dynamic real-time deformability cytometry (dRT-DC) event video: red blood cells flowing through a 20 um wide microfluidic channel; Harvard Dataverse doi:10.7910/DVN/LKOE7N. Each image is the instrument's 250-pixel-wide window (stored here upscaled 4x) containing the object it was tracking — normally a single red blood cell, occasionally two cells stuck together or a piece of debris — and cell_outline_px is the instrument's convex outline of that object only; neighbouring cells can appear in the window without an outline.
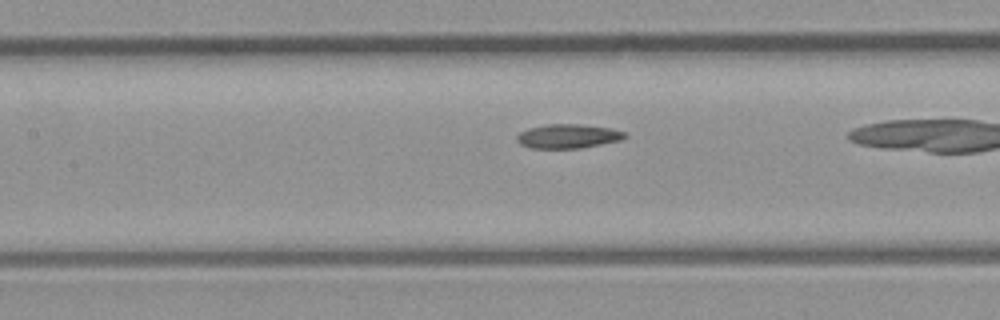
{"species": "common noctule bat (a hibernating species)", "species_latin": "Nyctalus noctula", "temperature_condition": "room temperature", "stored_images_in_passage": 35, "camera_frame_rate_fps": 3000, "um_per_image_px": 0.085, "animal": {"sex": "male", "body_mass_g": 23.1, "forearm_length_mm": 52.7}, "frame": {"image": 1, "passage_image": 20, "time_ms": 6.333, "image_size_px": [1000, 320], "cell_outline_px": [[628, 136], [620, 140], [580, 148], [532, 148], [520, 144], [516, 140], [516, 136], [520, 132], [528, 128], [548, 124], [580, 124], [608, 128], [624, 132]], "centroid_in_image_um": [48.24, 11.57], "position_along_channel_um": 159.2, "area_um2": 15.03}}